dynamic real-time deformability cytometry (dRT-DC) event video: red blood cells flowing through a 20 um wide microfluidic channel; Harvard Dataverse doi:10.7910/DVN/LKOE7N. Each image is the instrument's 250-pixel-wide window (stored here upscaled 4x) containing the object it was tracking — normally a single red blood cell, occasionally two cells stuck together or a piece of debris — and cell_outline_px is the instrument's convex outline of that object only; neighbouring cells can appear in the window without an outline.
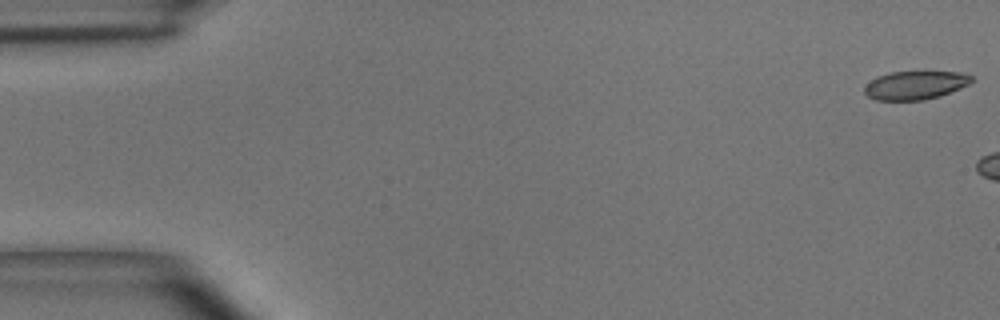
{"species": "common noctule bat (a hibernating species)", "species_latin": "Nyctalus noctula", "temperature_condition": "room temperature", "stored_images_in_passage": 6, "camera_frame_rate_fps": 3000, "um_per_image_px": 0.085, "animal": {"sex": "male", "body_mass_g": 15.6}, "frame": {"image": 1, "passage_image": 1, "time_ms": 0.0, "image_size_px": [1000, 320], "cell_outline_px": [[972, 80], [968, 84], [960, 88], [940, 96], [924, 100], [876, 100], [868, 96], [864, 92], [864, 88], [876, 76], [892, 72], [960, 72], [972, 76]], "centroid_in_image_um": [77.79, 7.25], "position_along_channel_um": 7.2, "area_um2": 17.57}}